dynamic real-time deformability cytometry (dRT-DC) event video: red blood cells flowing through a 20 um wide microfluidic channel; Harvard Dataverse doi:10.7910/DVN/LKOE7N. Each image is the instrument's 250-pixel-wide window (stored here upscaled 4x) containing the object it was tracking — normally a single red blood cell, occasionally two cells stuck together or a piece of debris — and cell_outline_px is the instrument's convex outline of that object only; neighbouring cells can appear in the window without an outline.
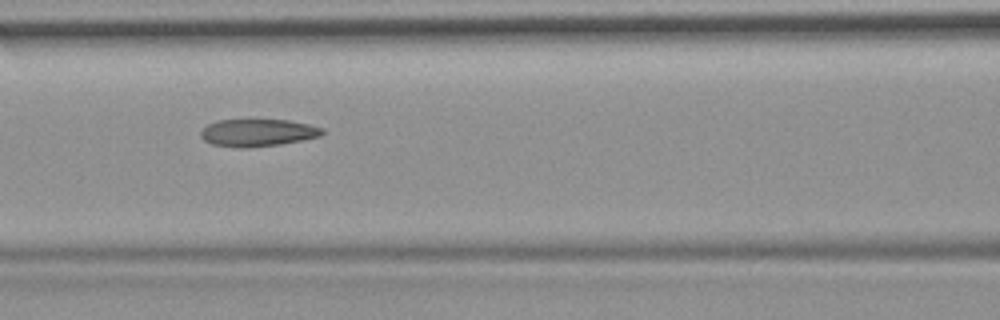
{"species": "common noctule bat (a hibernating species)", "species_latin": "Nyctalus noctula", "temperature_condition": "room temperature", "stored_images_in_passage": 6, "camera_frame_rate_fps": 3000, "um_per_image_px": 0.085, "animal": {"sex": "female", "body_mass_g": 19.9}, "frame": {"image": 1, "passage_image": 4, "time_ms": 1.0, "image_size_px": [1000, 320], "cell_outline_px": [[324, 132], [320, 136], [280, 144], [248, 148], [236, 148], [212, 144], [204, 140], [200, 136], [200, 132], [208, 124], [216, 120], [288, 120], [308, 124], [324, 128]], "centroid_in_image_um": [21.88, 11.28], "position_along_channel_um": 144.7, "area_um2": 19.36}}